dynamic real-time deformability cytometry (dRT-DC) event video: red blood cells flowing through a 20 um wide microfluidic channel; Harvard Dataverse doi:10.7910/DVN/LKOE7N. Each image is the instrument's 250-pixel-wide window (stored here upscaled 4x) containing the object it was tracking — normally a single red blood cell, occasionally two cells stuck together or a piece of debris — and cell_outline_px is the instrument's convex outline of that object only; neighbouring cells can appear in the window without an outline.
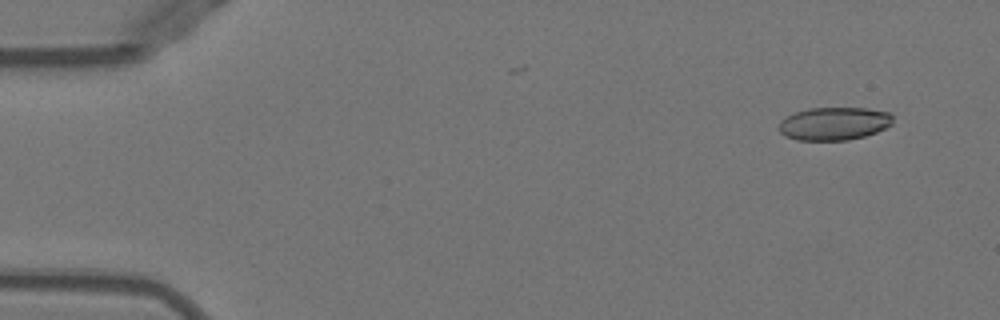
{"species": "Egyptian fruit bat (a non-hibernating species)", "species_latin": "Rousettus aegyptiacus", "temperature_condition": "warm", "stored_images_in_passage": 10, "camera_frame_rate_fps": 3000, "um_per_image_px": 0.085, "animal": {"sex": "female"}, "frame": {"image": 1, "passage_image": 4, "time_ms": 1.0, "image_size_px": [1000, 320], "cell_outline_px": [[892, 124], [876, 132], [864, 136], [848, 140], [796, 140], [784, 136], [780, 132], [780, 120], [784, 116], [808, 108], [868, 108], [888, 112], [892, 116]], "centroid_in_image_um": [70.87, 10.5], "position_along_channel_um": 14.1, "area_um2": 21.96}}